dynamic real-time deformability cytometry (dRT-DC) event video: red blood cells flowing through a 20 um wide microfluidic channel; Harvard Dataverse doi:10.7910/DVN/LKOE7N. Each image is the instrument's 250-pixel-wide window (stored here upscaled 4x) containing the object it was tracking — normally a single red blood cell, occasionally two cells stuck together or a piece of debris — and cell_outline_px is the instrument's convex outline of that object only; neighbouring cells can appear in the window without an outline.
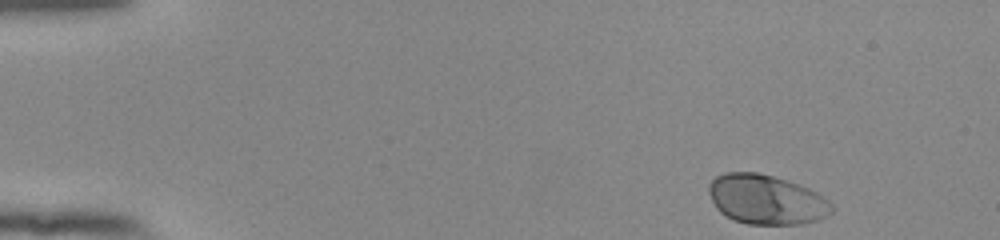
{"species": "human", "species_latin": "Homo sapiens", "temperature_condition": "room temperature", "stored_images_in_passage": 49, "camera_frame_rate_fps": 3000, "um_per_image_px": 0.085, "donor": {"sex": "female"}, "frame": {"image": 1, "passage_image": 1, "time_ms": 0.0, "image_size_px": [1000, 240], "cell_outline_px": [[832, 212], [828, 216], [820, 220], [804, 224], [748, 224], [732, 220], [720, 212], [716, 208], [708, 192], [708, 184], [716, 176], [724, 172], [756, 172], [788, 180], [800, 184], [824, 196], [832, 204]], "centroid_in_image_um": [65.14, 16.96], "position_along_channel_um": 19.9, "area_um2": 35.89}}
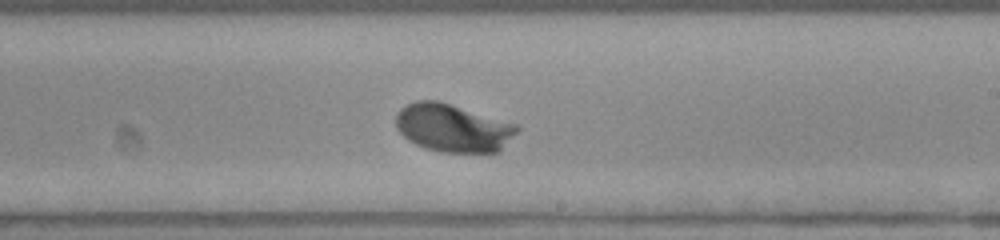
{"frame": {"image": 2, "passage_image": 28, "time_ms": 9.0, "image_size_px": [1000, 240], "cell_outline_px": [[520, 128], [500, 152], [440, 152], [424, 148], [408, 140], [396, 128], [396, 112], [400, 108], [416, 100], [436, 100], [520, 124]], "centroid_in_image_um": [38.51, 10.87], "position_along_channel_um": 250.5, "area_um2": 34.1}}
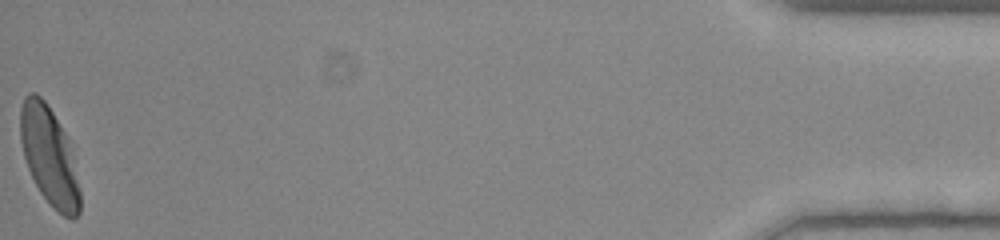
{"frame": {"image": 3, "passage_image": 49, "time_ms": 16.0, "image_size_px": [1000, 240], "cell_outline_px": [[80, 212], [72, 220], [64, 216], [40, 192], [28, 168], [24, 156], [20, 140], [20, 108], [24, 96], [28, 92], [36, 92], [44, 100], [52, 112], [64, 132], [80, 188]], "centroid_in_image_um": [4.15, 13.23], "position_along_channel_um": 431.1, "area_um2": 33.29}, "authors_computed_cell_mechanics": {"area_um2": 33.1194, "velocity_mm_per_s": 3.8444, "shape_relaxation_time_tau1_ms": 2.2284, "shape_relaxation_time_tau2_ms": null, "deformation_change_tau1": 0.1366, "deformation_change_tau2": null}}